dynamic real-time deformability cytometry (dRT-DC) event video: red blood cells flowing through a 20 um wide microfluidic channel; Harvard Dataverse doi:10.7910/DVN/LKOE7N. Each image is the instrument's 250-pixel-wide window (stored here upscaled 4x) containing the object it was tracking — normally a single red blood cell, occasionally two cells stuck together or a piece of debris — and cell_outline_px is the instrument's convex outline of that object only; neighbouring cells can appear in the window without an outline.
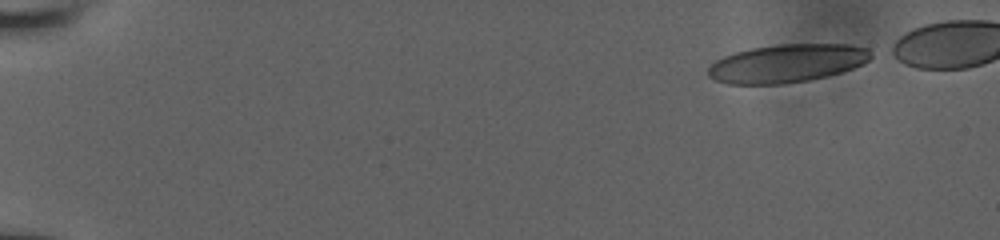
{"species": "human", "species_latin": "Homo sapiens", "temperature_condition": "room temperature", "stored_images_in_passage": 49, "camera_frame_rate_fps": 3000, "um_per_image_px": 0.085, "donor": {"sex": "male"}, "frame": {"image": 1, "passage_image": 1, "time_ms": 0.0, "image_size_px": [1000, 240], "cell_outline_px": [[876, 52], [864, 64], [828, 76], [808, 80], [784, 84], [728, 84], [716, 80], [708, 76], [708, 68], [716, 60], [724, 56], [736, 52], [752, 48], [780, 44], [852, 44], [868, 48]], "centroid_in_image_um": [66.94, 5.38], "position_along_channel_um": 18.1, "area_um2": 36.41}}
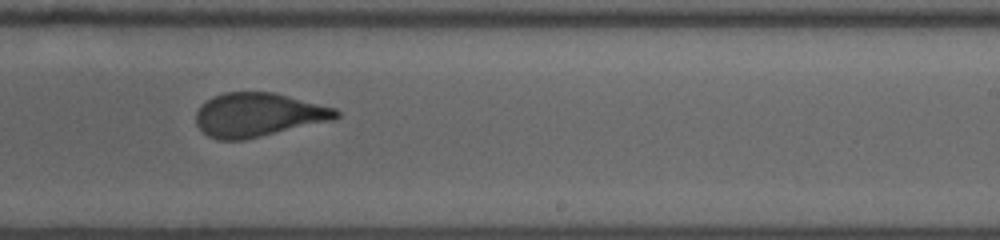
{"frame": {"image": 2, "passage_image": 32, "time_ms": 10.333, "image_size_px": [1000, 240], "cell_outline_px": [[340, 116], [336, 120], [244, 140], [216, 140], [208, 136], [196, 124], [196, 112], [200, 104], [212, 96], [224, 92], [276, 92], [336, 108], [340, 112]], "centroid_in_image_um": [21.97, 9.76], "position_along_channel_um": 267.0, "area_um2": 36.36}}
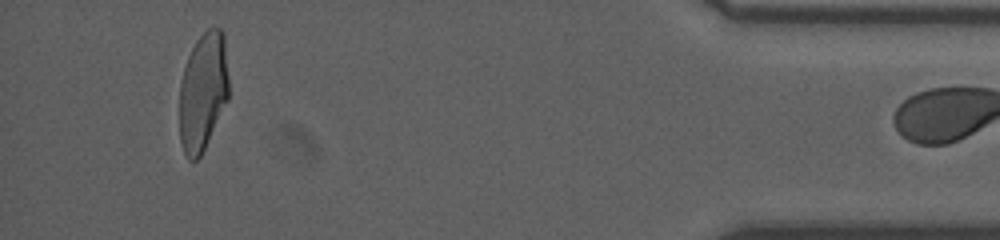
{"frame": {"image": 3, "passage_image": 48, "time_ms": 15.667, "image_size_px": [1000, 240], "cell_outline_px": [[228, 100], [200, 156], [196, 160], [188, 160], [184, 152], [180, 140], [180, 84], [184, 68], [188, 56], [196, 40], [212, 24], [220, 28], [224, 32], [228, 76]], "centroid_in_image_um": [17.26, 7.74], "position_along_channel_um": 417.9, "area_um2": 34.04}}